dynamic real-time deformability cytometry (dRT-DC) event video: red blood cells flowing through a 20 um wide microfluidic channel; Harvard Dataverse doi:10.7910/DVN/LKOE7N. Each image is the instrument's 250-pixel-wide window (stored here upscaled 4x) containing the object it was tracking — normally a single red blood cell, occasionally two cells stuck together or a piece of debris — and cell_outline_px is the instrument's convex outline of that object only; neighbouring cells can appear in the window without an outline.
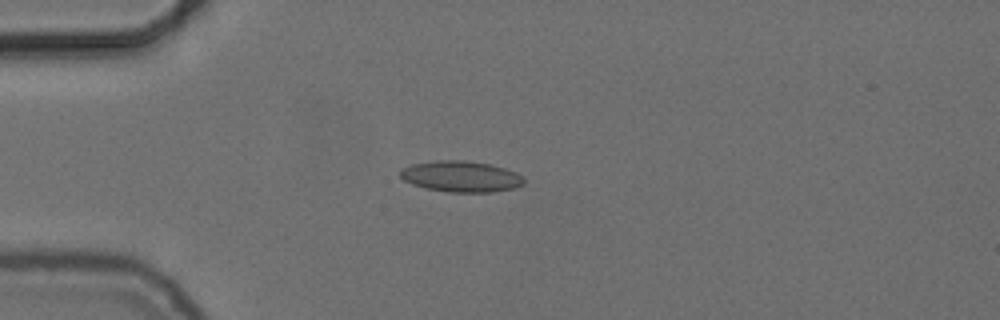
{"species": "common noctule bat (a hibernating species)", "species_latin": "Nyctalus noctula", "temperature_condition": "cold", "stored_images_in_passage": 42, "camera_frame_rate_fps": 3000, "um_per_image_px": 0.085, "animal": {"sex": "female", "body_mass_g": 24.6, "forearm_length_mm": 56.2}, "frame": {"image": 1, "passage_image": 1, "time_ms": 0.0, "image_size_px": [1000, 320], "cell_outline_px": [[524, 184], [516, 188], [492, 192], [448, 192], [424, 188], [412, 184], [404, 180], [400, 176], [400, 168], [412, 164], [436, 160], [464, 160], [492, 164], [516, 172], [524, 176]], "centroid_in_image_um": [39.2, 15.0], "position_along_channel_um": 45.8, "area_um2": 22.66}}
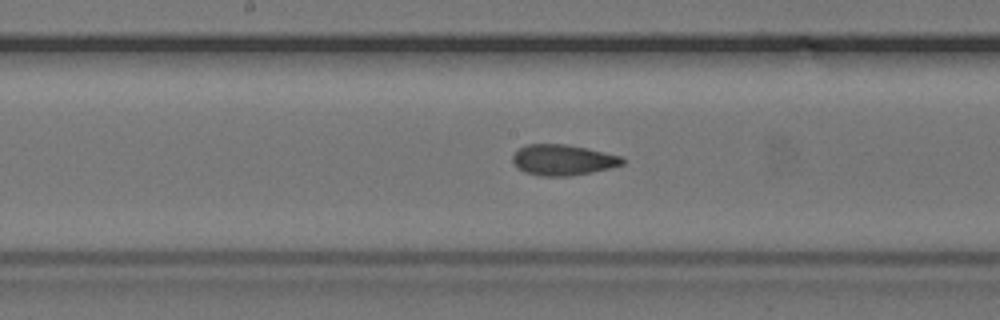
{"frame": {"image": 2, "passage_image": 15, "time_ms": 4.667, "image_size_px": [1000, 320], "cell_outline_px": [[624, 164], [612, 168], [592, 172], [568, 176], [540, 176], [524, 172], [512, 160], [512, 156], [520, 148], [528, 144], [568, 144], [588, 148], [620, 156], [624, 160]], "centroid_in_image_um": [47.87, 13.59], "position_along_channel_um": 200.3, "area_um2": 19.59}}
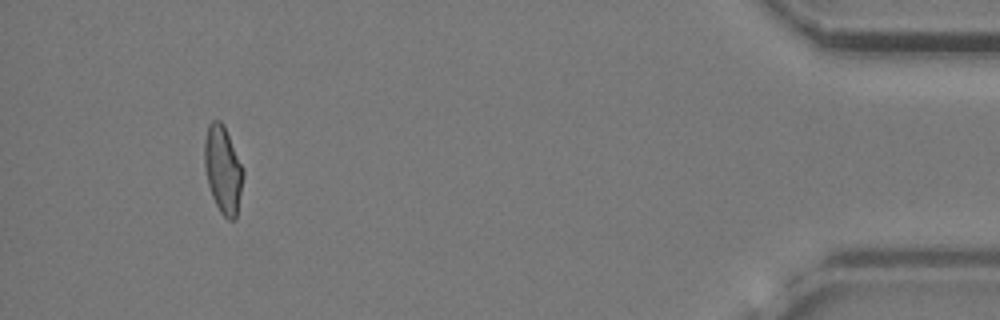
{"frame": {"image": 3, "passage_image": 38, "time_ms": 12.333, "image_size_px": [1000, 320], "cell_outline_px": [[244, 176], [236, 220], [228, 220], [220, 212], [212, 196], [208, 184], [204, 164], [204, 140], [208, 124], [212, 120], [220, 120], [224, 124], [244, 168]], "centroid_in_image_um": [18.96, 14.4], "position_along_channel_um": 416.2, "area_um2": 20.06}, "authors_computed_cell_mechanics": {"area_um2": 19.9699, "velocity_mm_per_s": 3.722, "shape_relaxation_time_tau1_ms": null, "shape_relaxation_time_tau2_ms": 2.3977, "deformation_change_tau1": null, "deformation_change_tau2": 0.0955}}